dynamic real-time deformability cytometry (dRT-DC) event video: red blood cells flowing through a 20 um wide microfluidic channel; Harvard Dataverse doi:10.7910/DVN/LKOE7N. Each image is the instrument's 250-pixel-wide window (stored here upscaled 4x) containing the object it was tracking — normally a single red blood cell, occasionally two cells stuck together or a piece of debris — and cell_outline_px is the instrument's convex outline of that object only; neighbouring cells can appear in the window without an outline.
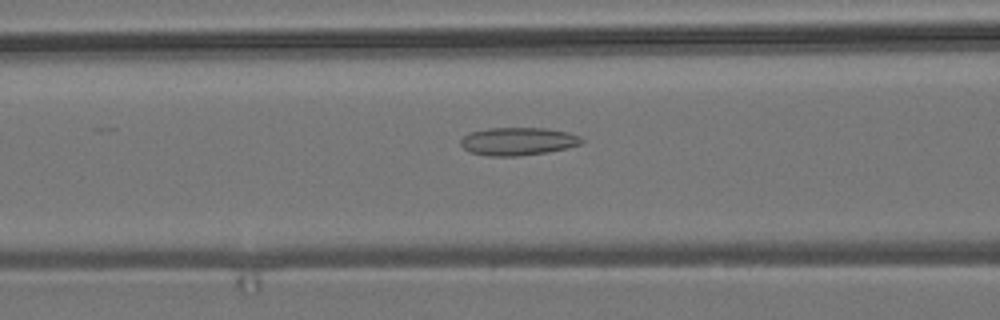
{"species": "common noctule bat (a hibernating species)", "species_latin": "Nyctalus noctula", "temperature_condition": "room temperature", "stored_images_in_passage": 39, "camera_frame_rate_fps": 3000, "um_per_image_px": 0.085, "animal": {"sex": "male", "body_mass_g": 19.2, "forearm_length_mm": 51.8}, "frame": {"image": 1, "passage_image": 6, "time_ms": 1.667, "image_size_px": [1000, 320], "cell_outline_px": [[584, 140], [580, 144], [568, 148], [548, 152], [520, 156], [488, 156], [468, 152], [460, 144], [460, 140], [464, 136], [472, 132], [488, 128], [544, 128], [568, 132], [580, 136]], "centroid_in_image_um": [44.03, 12.02], "position_along_channel_um": 122.6, "area_um2": 19.77}}
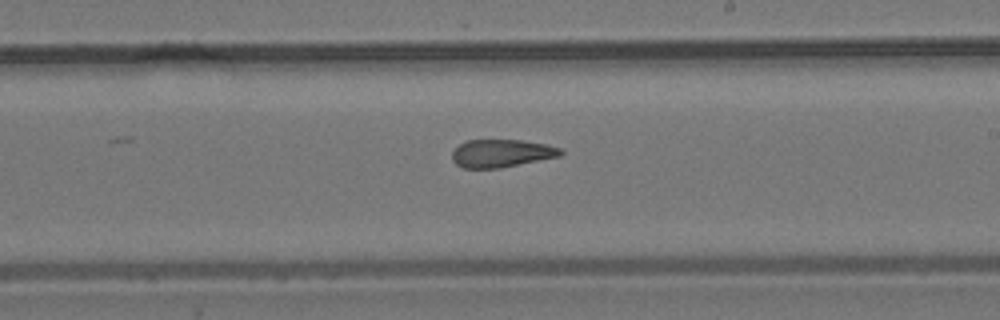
{"frame": {"image": 2, "passage_image": 16, "time_ms": 5.0, "image_size_px": [1000, 320], "cell_outline_px": [[564, 152], [560, 156], [500, 168], [464, 168], [456, 164], [452, 160], [452, 152], [460, 144], [468, 140], [524, 140], [544, 144], [560, 148]], "centroid_in_image_um": [42.62, 13.03], "position_along_channel_um": 246.4, "area_um2": 17.51}}
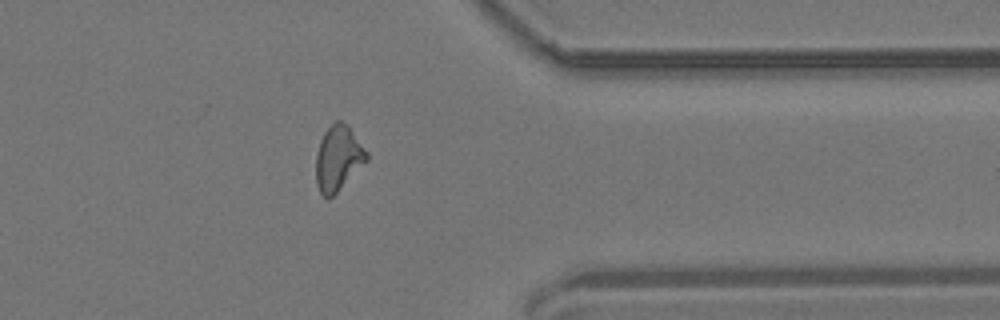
{"frame": {"image": 3, "passage_image": 28, "time_ms": 9.0, "image_size_px": [1000, 320], "cell_outline_px": [[368, 160], [332, 196], [324, 196], [320, 192], [316, 184], [316, 152], [320, 140], [324, 132], [336, 120], [340, 120], [348, 124], [368, 152]], "centroid_in_image_um": [28.75, 13.4], "position_along_channel_um": 382.7, "area_um2": 19.13}, "authors_computed_cell_mechanics": {"area_um2": 18.6694, "velocity_mm_per_s": 3.7214, "shape_relaxation_time_tau1_ms": null, "shape_relaxation_time_tau2_ms": 3.6396, "deformation_change_tau1": null, "deformation_change_tau2": 0.1339}}